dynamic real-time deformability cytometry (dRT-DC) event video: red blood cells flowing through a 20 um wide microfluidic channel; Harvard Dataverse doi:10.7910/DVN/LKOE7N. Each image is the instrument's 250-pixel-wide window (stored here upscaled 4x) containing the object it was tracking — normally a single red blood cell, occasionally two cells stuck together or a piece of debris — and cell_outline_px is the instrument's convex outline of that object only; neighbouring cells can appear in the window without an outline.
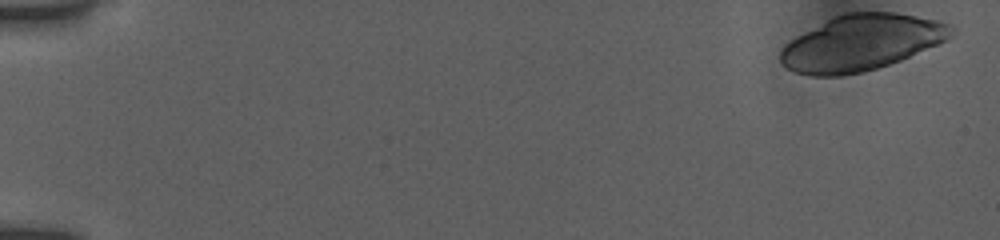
{"species": "human", "species_latin": "Homo sapiens", "temperature_condition": "room temperature", "stored_images_in_passage": 24, "camera_frame_rate_fps": 3000, "um_per_image_px": 0.085, "donor": {"sex": "female"}, "frame": {"image": 1, "passage_image": 1, "time_ms": 0.0, "image_size_px": [1000, 240], "cell_outline_px": [[956, 28], [952, 36], [936, 44], [900, 60], [864, 72], [840, 76], [812, 76], [792, 72], [780, 64], [780, 52], [792, 40], [828, 20], [844, 12], [896, 12], [940, 20]], "centroid_in_image_um": [73.23, 3.64], "position_along_channel_um": 11.8, "area_um2": 55.03}}
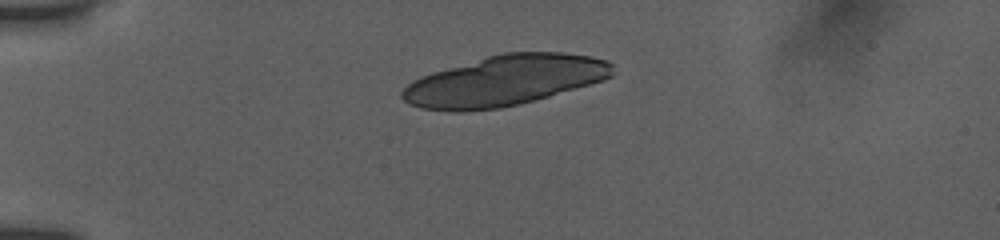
{"frame": {"image": 2, "passage_image": 13, "time_ms": 4.0, "image_size_px": [1000, 240], "cell_outline_px": [[612, 76], [604, 80], [520, 104], [500, 108], [460, 112], [452, 112], [420, 108], [408, 104], [400, 96], [400, 92], [412, 80], [420, 76], [432, 72], [488, 56], [504, 52], [564, 52], [592, 56], [608, 60], [612, 64]], "centroid_in_image_um": [42.86, 6.86], "position_along_channel_um": 42.1, "area_um2": 61.85}}